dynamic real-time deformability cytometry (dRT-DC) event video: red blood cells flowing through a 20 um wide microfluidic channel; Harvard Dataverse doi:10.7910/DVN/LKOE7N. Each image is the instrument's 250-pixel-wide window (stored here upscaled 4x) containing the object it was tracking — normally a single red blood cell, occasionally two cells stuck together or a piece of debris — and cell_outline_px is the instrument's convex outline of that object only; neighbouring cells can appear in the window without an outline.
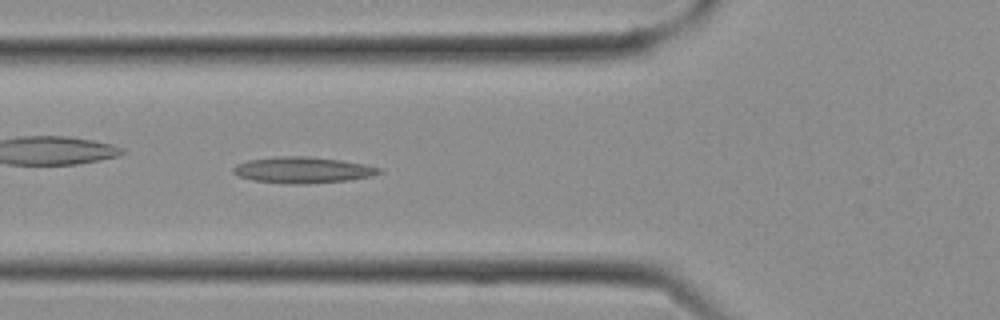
{"species": "Egyptian fruit bat (a non-hibernating species)", "species_latin": "Rousettus aegyptiacus", "temperature_condition": "cold", "stored_images_in_passage": 5, "camera_frame_rate_fps": 3000, "um_per_image_px": 0.085, "frame": {"image": 1, "passage_image": 5, "time_ms": 1.333, "image_size_px": [1000, 320], "cell_outline_px": [[384, 168], [380, 172], [372, 176], [348, 180], [300, 184], [296, 184], [252, 180], [240, 176], [232, 172], [232, 168], [236, 164], [248, 160], [276, 156], [308, 156], [340, 160], [364, 164]], "centroid_in_image_um": [25.73, 14.44], "position_along_channel_um": 100.1, "area_um2": 22.14}}